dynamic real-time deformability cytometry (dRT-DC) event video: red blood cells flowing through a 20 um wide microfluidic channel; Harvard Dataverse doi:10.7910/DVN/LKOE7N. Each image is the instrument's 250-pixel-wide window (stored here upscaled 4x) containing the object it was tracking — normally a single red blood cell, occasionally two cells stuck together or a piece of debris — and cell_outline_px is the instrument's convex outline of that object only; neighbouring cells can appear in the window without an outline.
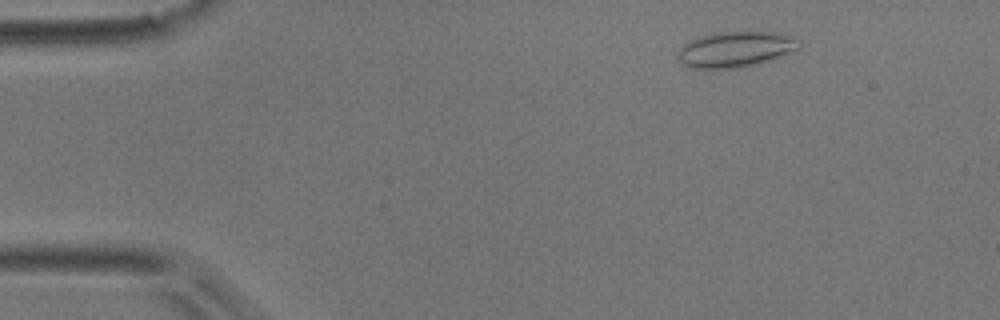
{"species": "common noctule bat (a hibernating species)", "species_latin": "Nyctalus noctula", "temperature_condition": "room temperature", "stored_images_in_passage": 4, "camera_frame_rate_fps": 3000, "um_per_image_px": 0.085, "animal": {"sex": "male", "body_mass_g": 17.9}, "frame": {"image": 1, "passage_image": 2, "time_ms": 1.333, "image_size_px": [1000, 320], "cell_outline_px": [[800, 48], [772, 60], [756, 64], [736, 68], [692, 68], [684, 64], [676, 56], [676, 52], [688, 40], [700, 36], [720, 32], [776, 32], [796, 36], [800, 40]], "centroid_in_image_um": [62.55, 4.18], "position_along_channel_um": 22.5, "area_um2": 25.37}}